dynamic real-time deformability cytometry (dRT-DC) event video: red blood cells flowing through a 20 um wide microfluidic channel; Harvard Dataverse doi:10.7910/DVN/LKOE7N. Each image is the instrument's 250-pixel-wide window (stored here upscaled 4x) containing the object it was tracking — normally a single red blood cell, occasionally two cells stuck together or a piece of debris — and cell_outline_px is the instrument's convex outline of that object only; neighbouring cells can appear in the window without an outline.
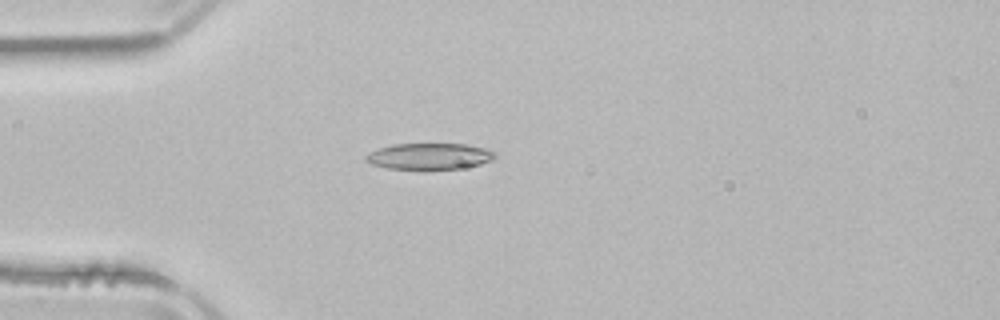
{"species": "common noctule bat (a hibernating species)", "species_latin": "Nyctalus noctula", "temperature_condition": "room temperature", "stored_images_in_passage": 3, "camera_frame_rate_fps": 3000, "um_per_image_px": 0.085, "animal": {"sex": "male", "body_mass_g": 21.5, "forearm_length_mm": 52.0}, "frame": {"image": 1, "passage_image": 2, "time_ms": 1.333, "image_size_px": [1000, 320], "cell_outline_px": [[496, 156], [492, 160], [480, 164], [456, 168], [388, 168], [368, 164], [364, 160], [364, 156], [380, 148], [392, 144], [464, 144], [484, 148], [496, 152]], "centroid_in_image_um": [36.47, 13.27], "position_along_channel_um": 48.5, "area_um2": 19.36}}